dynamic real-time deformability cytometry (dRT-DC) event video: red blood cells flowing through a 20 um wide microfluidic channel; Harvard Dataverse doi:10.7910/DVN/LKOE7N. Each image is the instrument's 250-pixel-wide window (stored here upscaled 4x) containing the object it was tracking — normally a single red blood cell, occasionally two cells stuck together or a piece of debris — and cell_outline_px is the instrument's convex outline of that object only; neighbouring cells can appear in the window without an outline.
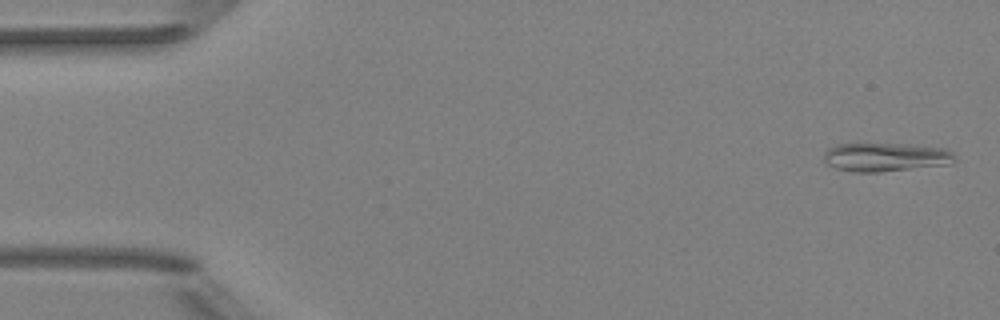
{"species": "Egyptian fruit bat (a non-hibernating species)", "species_latin": "Rousettus aegyptiacus", "temperature_condition": "room temperature", "stored_images_in_passage": 52, "camera_frame_rate_fps": 3000, "um_per_image_px": 0.085, "animal": {"sex": "female"}, "frame": {"image": 1, "passage_image": 2, "time_ms": 0.333, "image_size_px": [1000, 320], "cell_outline_px": [[956, 160], [948, 164], [880, 172], [852, 172], [836, 168], [824, 164], [824, 152], [828, 148], [836, 144], [912, 144], [948, 148], [952, 152]], "centroid_in_image_um": [75.26, 13.35], "position_along_channel_um": 9.7, "area_um2": 22.08}}
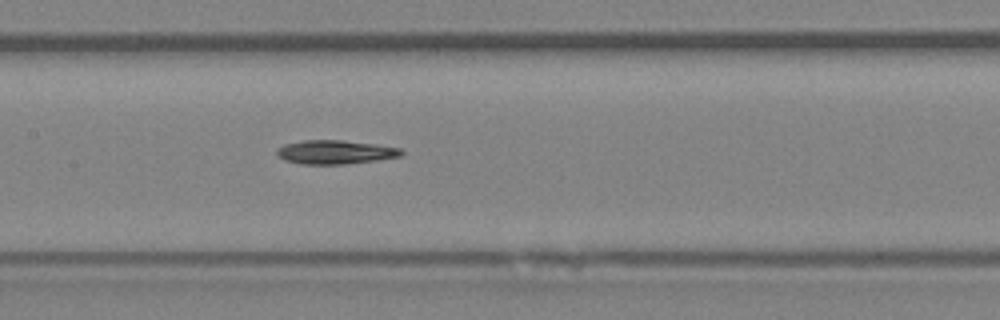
{"frame": {"image": 2, "passage_image": 25, "time_ms": 8.0, "image_size_px": [1000, 320], "cell_outline_px": [[404, 152], [400, 156], [376, 160], [344, 164], [300, 164], [284, 160], [276, 152], [276, 148], [284, 144], [304, 140], [340, 140], [372, 144], [400, 148]], "centroid_in_image_um": [28.45, 12.93], "position_along_channel_um": 179.0, "area_um2": 17.11}}
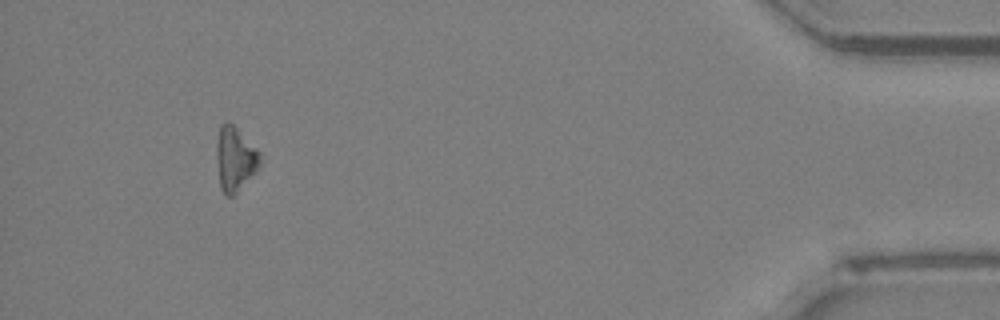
{"frame": {"image": 3, "passage_image": 48, "time_ms": 15.667, "image_size_px": [1000, 320], "cell_outline_px": [[264, 160], [256, 172], [232, 196], [228, 196], [220, 188], [216, 160], [216, 144], [220, 124], [232, 124], [260, 152]], "centroid_in_image_um": [19.99, 13.52], "position_along_channel_um": 415.2, "area_um2": 16.24}, "authors_computed_cell_mechanics": {"area_um2": 16.9932, "velocity_mm_per_s": 3.9849, "shape_relaxation_time_tau1_ms": 3.442, "shape_relaxation_time_tau2_ms": null, "deformation_change_tau1": 0.1501, "deformation_change_tau2": null}}